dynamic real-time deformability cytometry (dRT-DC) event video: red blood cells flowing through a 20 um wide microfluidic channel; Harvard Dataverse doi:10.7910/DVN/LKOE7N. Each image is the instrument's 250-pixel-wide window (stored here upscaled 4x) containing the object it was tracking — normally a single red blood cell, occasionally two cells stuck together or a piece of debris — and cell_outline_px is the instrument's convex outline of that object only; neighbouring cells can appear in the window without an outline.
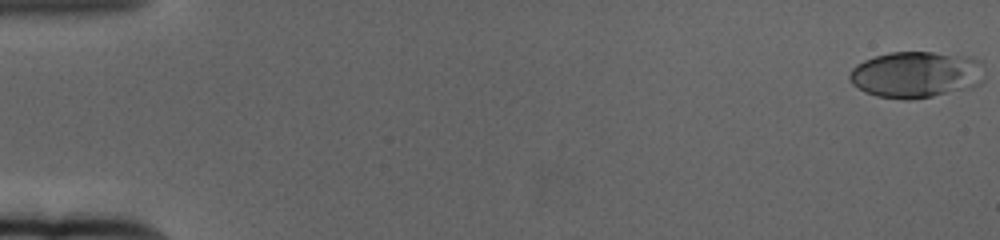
{"species": "human", "species_latin": "Homo sapiens", "temperature_condition": "cold", "stored_images_in_passage": 62, "camera_frame_rate_fps": 3000, "um_per_image_px": 0.085, "donor": {"sex": "female"}, "frame": {"image": 1, "passage_image": 1, "time_ms": 0.0, "image_size_px": [1000, 240], "cell_outline_px": [[984, 80], [980, 84], [972, 88], [932, 96], [908, 100], [904, 100], [876, 96], [864, 92], [852, 84], [848, 76], [852, 68], [856, 64], [864, 60], [888, 52], [932, 52], [972, 56], [980, 60], [984, 76]], "centroid_in_image_um": [77.88, 6.34], "position_along_channel_um": 7.1, "area_um2": 36.99}}
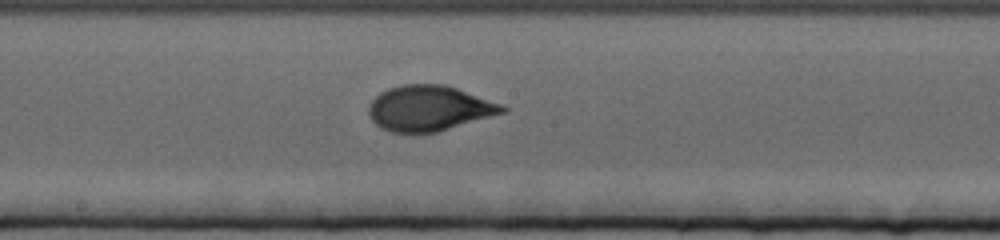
{"frame": {"image": 2, "passage_image": 34, "time_ms": 11.0, "image_size_px": [1000, 240], "cell_outline_px": [[508, 108], [504, 112], [436, 132], [420, 136], [392, 132], [380, 128], [372, 120], [368, 112], [368, 108], [372, 100], [380, 92], [388, 88], [400, 84], [444, 84], [456, 88], [500, 104]], "centroid_in_image_um": [36.4, 9.23], "position_along_channel_um": 211.8, "area_um2": 35.49}}
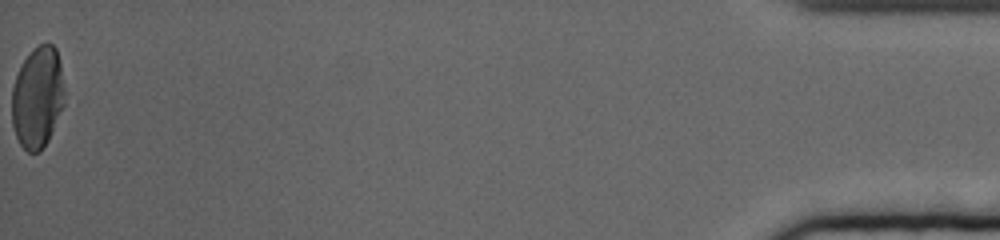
{"frame": {"image": 3, "passage_image": 62, "time_ms": 20.333, "image_size_px": [1000, 240], "cell_outline_px": [[64, 104], [48, 140], [40, 152], [28, 152], [20, 144], [16, 136], [12, 124], [12, 88], [20, 64], [32, 48], [40, 44], [52, 44], [56, 48], [60, 64], [64, 88]], "centroid_in_image_um": [3.18, 8.26], "position_along_channel_um": 432.0, "area_um2": 31.21}, "authors_computed_cell_mechanics": {"area_um2": 34.5066, "velocity_mm_per_s": 3.3399, "shape_relaxation_time_tau1_ms": 4.5054, "shape_relaxation_time_tau2_ms": 0.9838, "deformation_change_tau1": 0.2012, "deformation_change_tau2": 0.0468}}